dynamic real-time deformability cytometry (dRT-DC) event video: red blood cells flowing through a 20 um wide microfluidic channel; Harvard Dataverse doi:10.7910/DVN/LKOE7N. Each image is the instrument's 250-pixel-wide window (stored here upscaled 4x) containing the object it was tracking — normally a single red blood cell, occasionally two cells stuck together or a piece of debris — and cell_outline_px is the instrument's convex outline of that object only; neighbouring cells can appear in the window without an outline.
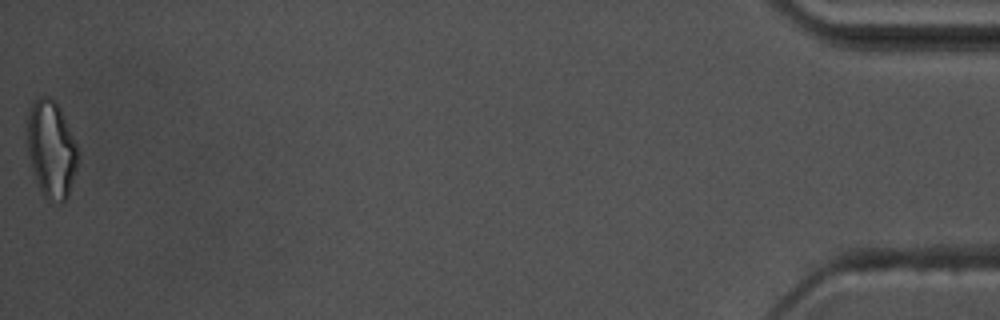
{"species": "common noctule bat (a hibernating species)", "species_latin": "Nyctalus noctula", "temperature_condition": "warm", "stored_images_in_passage": 58, "camera_frame_rate_fps": 3000, "um_per_image_px": 0.085, "animal": {"sex": "male", "body_mass_g": 17.5, "forearm_length_mm": 52.3}, "frame": {"image": 1, "passage_image": 58, "time_ms": 19.0, "image_size_px": [1000, 320], "cell_outline_px": [[76, 168], [68, 196], [60, 204], [48, 200], [44, 196], [36, 180], [28, 152], [24, 128], [28, 108], [36, 96], [48, 96], [56, 100], [64, 116], [76, 144]], "centroid_in_image_um": [4.3, 12.6], "position_along_channel_um": 430.9, "area_um2": 29.02}, "authors_computed_cell_mechanics": {"area_um2": 19.5075, "velocity_mm_per_s": 3.5736, "shape_relaxation_time_tau1_ms": null, "shape_relaxation_time_tau2_ms": 2.6531, "deformation_change_tau1": null, "deformation_change_tau2": 0.1084}}